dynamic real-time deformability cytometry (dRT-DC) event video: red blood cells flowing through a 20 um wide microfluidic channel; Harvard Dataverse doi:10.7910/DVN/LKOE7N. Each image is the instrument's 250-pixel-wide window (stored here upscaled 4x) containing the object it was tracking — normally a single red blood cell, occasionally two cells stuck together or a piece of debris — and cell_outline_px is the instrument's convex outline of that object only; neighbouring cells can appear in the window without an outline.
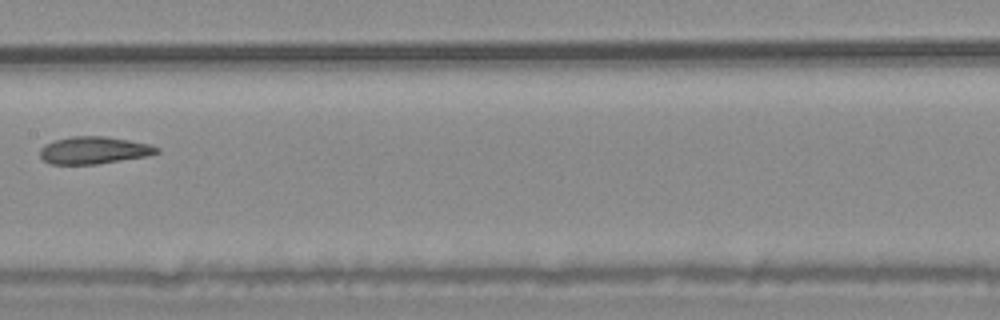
{"species": "common noctule bat (a hibernating species)", "species_latin": "Nyctalus noctula", "temperature_condition": "warm", "stored_images_in_passage": 9, "camera_frame_rate_fps": 3000, "um_per_image_px": 0.085, "animal": {"sex": "male", "body_mass_g": 20.4}, "frame": {"image": 1, "passage_image": 8, "time_ms": 2.333, "image_size_px": [1000, 320], "cell_outline_px": [[160, 152], [148, 156], [96, 164], [48, 164], [40, 156], [40, 148], [44, 144], [56, 140], [72, 136], [108, 136], [148, 144], [160, 148]], "centroid_in_image_um": [7.97, 12.77], "position_along_channel_um": 199.4, "area_um2": 18.61}}
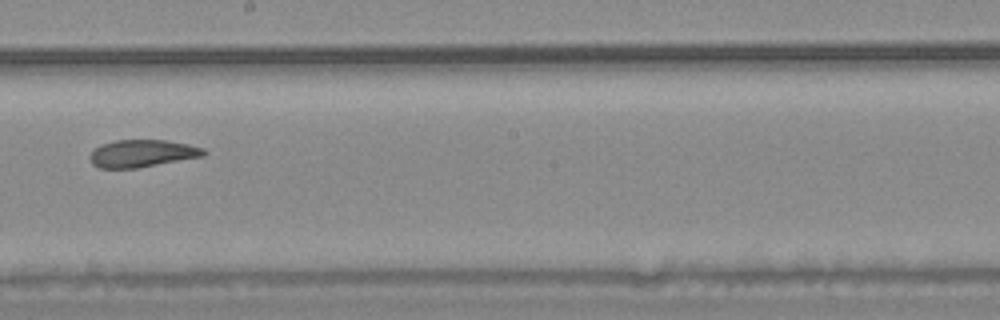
{"frame": {"image": 2, "passage_image": 9, "time_ms": 2.667, "image_size_px": [1000, 320], "cell_outline_px": [[208, 152], [204, 156], [136, 168], [100, 168], [92, 164], [88, 156], [100, 144], [116, 140], [164, 140], [188, 144], [204, 148]], "centroid_in_image_um": [12.08, 13.04], "position_along_channel_um": 236.1, "area_um2": 18.15}}